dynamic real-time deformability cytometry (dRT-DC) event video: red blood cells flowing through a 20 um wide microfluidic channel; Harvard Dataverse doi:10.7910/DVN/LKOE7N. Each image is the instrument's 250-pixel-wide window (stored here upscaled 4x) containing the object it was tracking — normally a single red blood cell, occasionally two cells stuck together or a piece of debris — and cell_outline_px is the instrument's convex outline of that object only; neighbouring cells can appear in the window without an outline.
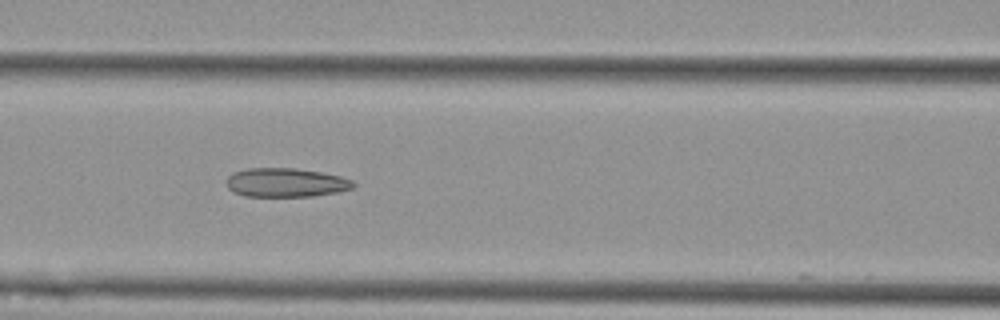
{"species": "Egyptian fruit bat (a non-hibernating species)", "species_latin": "Rousettus aegyptiacus", "temperature_condition": "cold", "stored_images_in_passage": 9, "camera_frame_rate_fps": 3000, "um_per_image_px": 0.085, "animal": {"sex": "female"}, "frame": {"image": 1, "passage_image": 6, "time_ms": 5.667, "image_size_px": [1000, 320], "cell_outline_px": [[356, 184], [352, 188], [336, 192], [312, 196], [244, 196], [228, 188], [228, 176], [236, 172], [248, 168], [296, 168], [320, 172], [340, 176], [352, 180]], "centroid_in_image_um": [24.32, 15.51], "position_along_channel_um": 142.3, "area_um2": 21.1}}
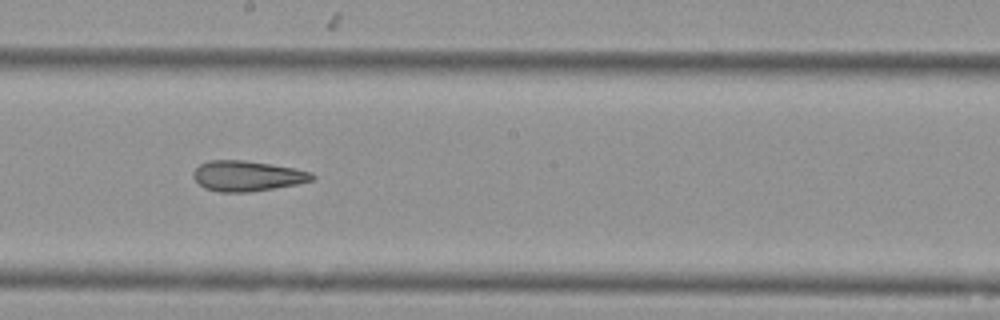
{"frame": {"image": 2, "passage_image": 8, "time_ms": 8.0, "image_size_px": [1000, 320], "cell_outline_px": [[316, 176], [312, 180], [296, 184], [248, 192], [220, 192], [204, 188], [192, 176], [192, 172], [200, 164], [208, 160], [244, 160], [296, 168], [312, 172]], "centroid_in_image_um": [21.0, 14.94], "position_along_channel_um": 227.2, "area_um2": 20.98}}
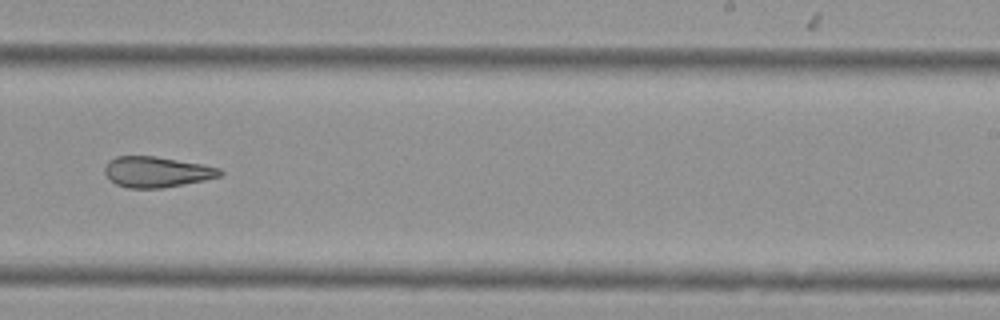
{"frame": {"image": 3, "passage_image": 9, "time_ms": 9.333, "image_size_px": [1000, 320], "cell_outline_px": [[224, 172], [220, 176], [204, 180], [184, 184], [160, 188], [128, 188], [116, 184], [108, 180], [104, 172], [104, 168], [108, 160], [116, 156], [156, 156], [200, 164], [220, 168]], "centroid_in_image_um": [13.27, 14.61], "position_along_channel_um": 275.7, "area_um2": 20.63}}